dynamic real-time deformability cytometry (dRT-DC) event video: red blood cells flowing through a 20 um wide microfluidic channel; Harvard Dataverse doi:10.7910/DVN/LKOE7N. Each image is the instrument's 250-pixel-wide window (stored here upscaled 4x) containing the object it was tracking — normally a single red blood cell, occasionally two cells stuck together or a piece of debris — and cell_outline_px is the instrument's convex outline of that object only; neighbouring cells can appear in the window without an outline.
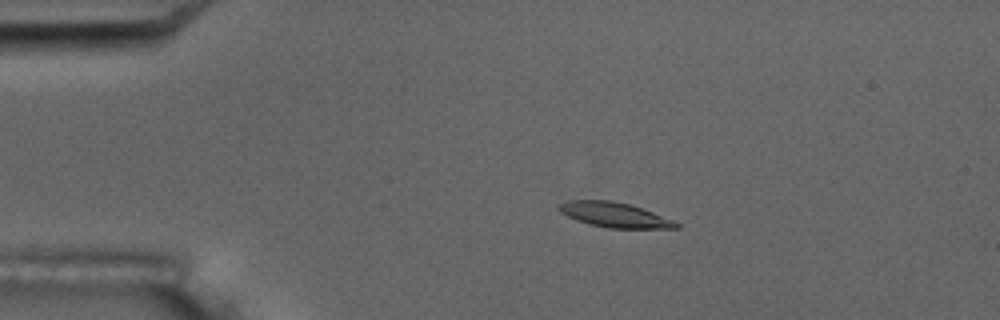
{"species": "common noctule bat (a hibernating species)", "species_latin": "Nyctalus noctula", "temperature_condition": "room temperature", "stored_images_in_passage": 7, "camera_frame_rate_fps": 3000, "um_per_image_px": 0.085, "animal": {"sex": "male", "body_mass_g": 17.5, "forearm_length_mm": 52.3}, "frame": {"image": 1, "passage_image": 4, "time_ms": 3.667, "image_size_px": [1000, 320], "cell_outline_px": [[680, 228], [608, 228], [588, 224], [576, 220], [560, 212], [556, 208], [560, 204], [568, 200], [612, 200], [628, 204], [652, 212], [672, 220], [680, 224]], "centroid_in_image_um": [52.19, 18.26], "position_along_channel_um": 32.8, "area_um2": 16.88}}
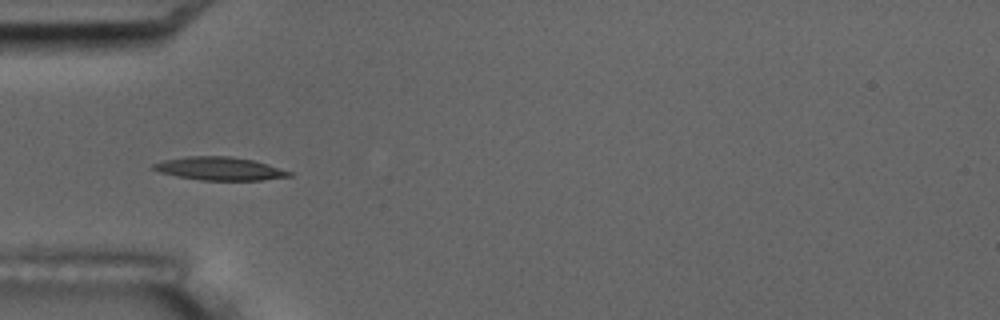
{"frame": {"image": 2, "passage_image": 6, "time_ms": 6.0, "image_size_px": [1000, 320], "cell_outline_px": [[292, 176], [260, 180], [200, 180], [176, 176], [160, 172], [152, 168], [152, 164], [164, 160], [184, 156], [232, 156], [252, 160], [268, 164], [292, 172]], "centroid_in_image_um": [18.65, 14.33], "position_along_channel_um": 66.3, "area_um2": 18.32}}